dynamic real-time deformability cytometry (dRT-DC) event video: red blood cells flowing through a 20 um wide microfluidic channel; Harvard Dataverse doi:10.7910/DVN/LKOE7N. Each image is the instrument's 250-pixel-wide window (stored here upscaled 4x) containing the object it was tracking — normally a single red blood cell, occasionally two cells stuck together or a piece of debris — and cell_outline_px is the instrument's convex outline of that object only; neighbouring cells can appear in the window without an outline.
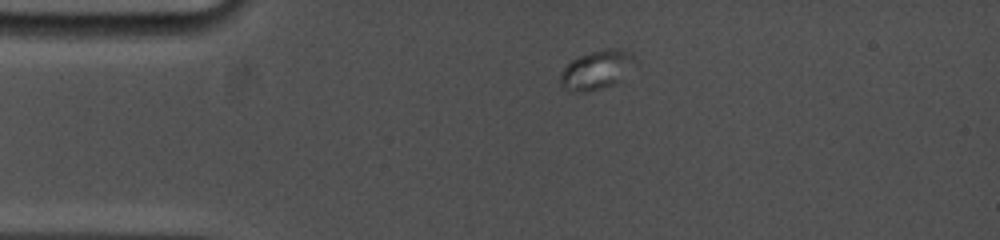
{"species": "common noctule bat (a hibernating species)", "species_latin": "Nyctalus noctula", "temperature_condition": "cold", "stored_images_in_passage": 67, "camera_frame_rate_fps": 5000, "um_per_image_px": 0.085, "animal": {"sex": "female", "body_mass_g": 19.0, "forearm_length_mm": 53.3}, "frame": {"image": 1, "passage_image": 10, "time_ms": 2.2, "image_size_px": [1000, 240], "cell_outline_px": [[636, 60], [620, 80], [612, 84], [600, 88], [584, 92], [572, 92], [564, 88], [560, 84], [560, 76], [564, 68], [572, 60], [580, 56], [600, 48], [620, 48], [632, 52]], "centroid_in_image_um": [50.7, 5.91], "position_along_channel_um": 34.3, "area_um2": 16.82}}
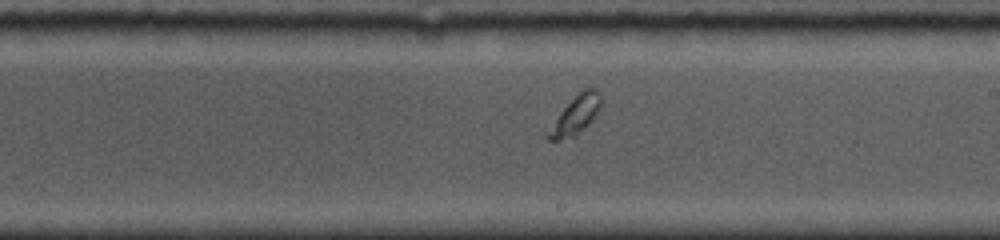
{"frame": {"image": 2, "passage_image": 38, "time_ms": 9.2, "image_size_px": [1000, 240], "cell_outline_px": [[600, 108], [592, 120], [576, 136], [560, 140], [548, 140], [544, 136], [544, 132], [560, 112], [580, 88], [596, 88], [600, 100]], "centroid_in_image_um": [48.85, 9.8], "position_along_channel_um": 240.2, "area_um2": 12.02}}
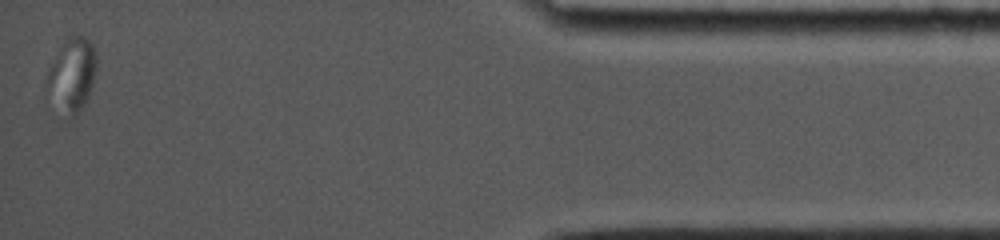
{"frame": {"image": 3, "passage_image": 67, "time_ms": 16.2, "image_size_px": [1000, 240], "cell_outline_px": [[96, 68], [88, 100], [76, 116], [72, 120], [68, 104], [60, 52], [64, 36], [84, 36], [92, 44], [96, 52]], "centroid_in_image_um": [6.62, 6.02], "position_along_channel_um": 428.6, "area_um2": 15.2}}